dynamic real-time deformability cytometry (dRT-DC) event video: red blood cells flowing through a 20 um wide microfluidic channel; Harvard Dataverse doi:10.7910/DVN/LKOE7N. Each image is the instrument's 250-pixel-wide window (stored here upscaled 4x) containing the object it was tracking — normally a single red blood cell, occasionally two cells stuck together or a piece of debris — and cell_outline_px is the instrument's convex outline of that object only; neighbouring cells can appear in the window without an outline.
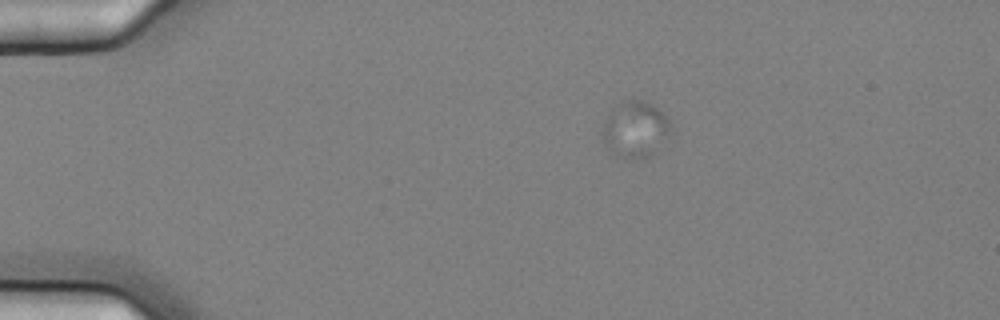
{"species": "common noctule bat (a hibernating species)", "species_latin": "Nyctalus noctula", "temperature_condition": "cold", "stored_images_in_passage": 6, "camera_frame_rate_fps": 3000, "um_per_image_px": 0.085, "animal": {"sex": "female", "body_mass_g": 25.1}, "frame": {"image": 1, "passage_image": 4, "time_ms": 1.0, "image_size_px": [1000, 320], "cell_outline_px": [[672, 124], [648, 156], [620, 156], [612, 152], [604, 140], [604, 120], [612, 108], [620, 100], [640, 100], [652, 104], [664, 112]], "centroid_in_image_um": [53.95, 10.88], "position_along_channel_um": 31.0, "area_um2": 21.1}}